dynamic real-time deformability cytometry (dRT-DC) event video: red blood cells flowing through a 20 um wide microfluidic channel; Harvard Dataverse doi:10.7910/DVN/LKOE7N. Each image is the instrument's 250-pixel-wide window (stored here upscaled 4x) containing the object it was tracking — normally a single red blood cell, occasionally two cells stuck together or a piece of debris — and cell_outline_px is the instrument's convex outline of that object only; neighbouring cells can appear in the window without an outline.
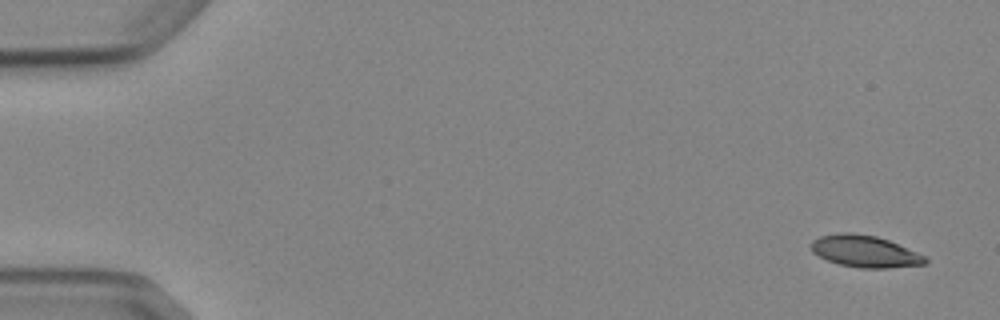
{"species": "Egyptian fruit bat (a non-hibernating species)", "species_latin": "Rousettus aegyptiacus", "temperature_condition": "cold", "stored_images_in_passage": 4, "camera_frame_rate_fps": 3000, "um_per_image_px": 0.085, "animal": {"sex": "female"}, "frame": {"image": 1, "passage_image": 1, "time_ms": 0.0, "image_size_px": [1000, 320], "cell_outline_px": [[928, 260], [924, 264], [888, 268], [860, 268], [840, 264], [828, 260], [812, 252], [812, 240], [820, 236], [840, 232], [852, 232], [876, 236], [888, 240], [916, 252], [924, 256]], "centroid_in_image_um": [73.5, 21.36], "position_along_channel_um": 11.5, "area_um2": 20.92}}
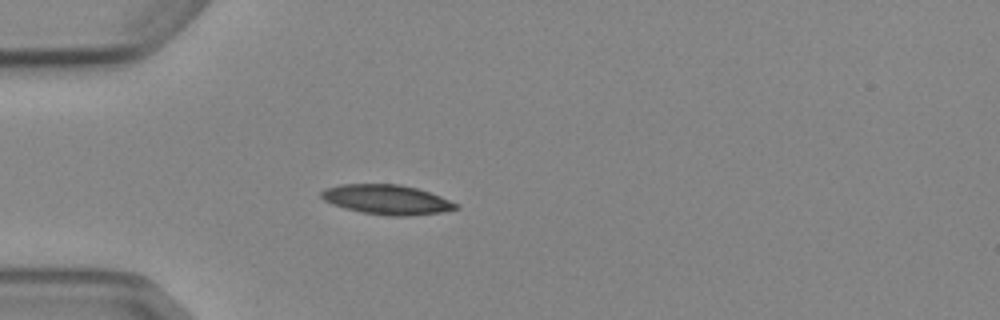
{"frame": {"image": 2, "passage_image": 4, "time_ms": 4.333, "image_size_px": [1000, 320], "cell_outline_px": [[460, 208], [440, 212], [408, 216], [388, 216], [364, 212], [344, 208], [332, 204], [324, 200], [320, 196], [320, 192], [324, 188], [340, 184], [400, 184], [416, 188], [440, 196], [460, 204]], "centroid_in_image_um": [32.87, 16.96], "position_along_channel_um": 52.1, "area_um2": 23.29}}